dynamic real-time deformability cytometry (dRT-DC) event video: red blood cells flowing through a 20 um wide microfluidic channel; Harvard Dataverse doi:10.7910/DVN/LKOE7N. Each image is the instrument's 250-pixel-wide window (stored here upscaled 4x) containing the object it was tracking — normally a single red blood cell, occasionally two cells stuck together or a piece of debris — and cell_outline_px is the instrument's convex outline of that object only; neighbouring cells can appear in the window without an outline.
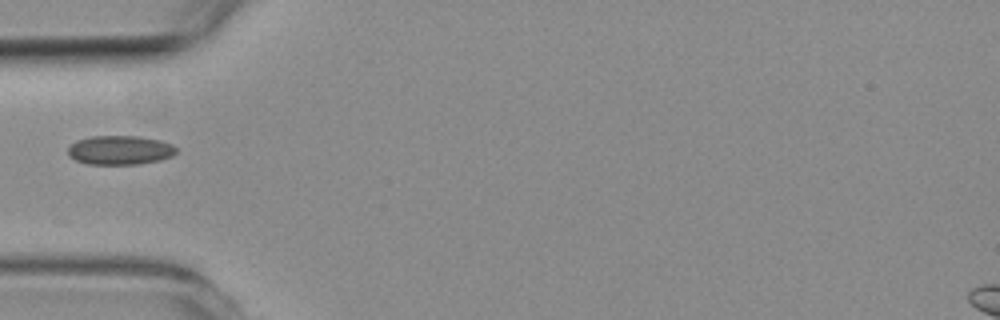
{"species": "common noctule bat (a hibernating species)", "species_latin": "Nyctalus noctula", "temperature_condition": "room temperature", "stored_images_in_passage": 2, "camera_frame_rate_fps": 3000, "um_per_image_px": 0.085, "animal": {"sex": "female", "body_mass_g": 19.3, "forearm_length_mm": 54.1}, "frame": {"image": 1, "passage_image": 1, "time_ms": 0.0, "image_size_px": [1000, 320], "cell_outline_px": [[176, 152], [172, 156], [160, 160], [136, 164], [88, 164], [76, 160], [68, 156], [68, 148], [76, 140], [92, 136], [140, 136], [160, 140], [172, 144], [176, 148]], "centroid_in_image_um": [10.19, 12.75], "position_along_channel_um": 74.8, "area_um2": 18.38}}
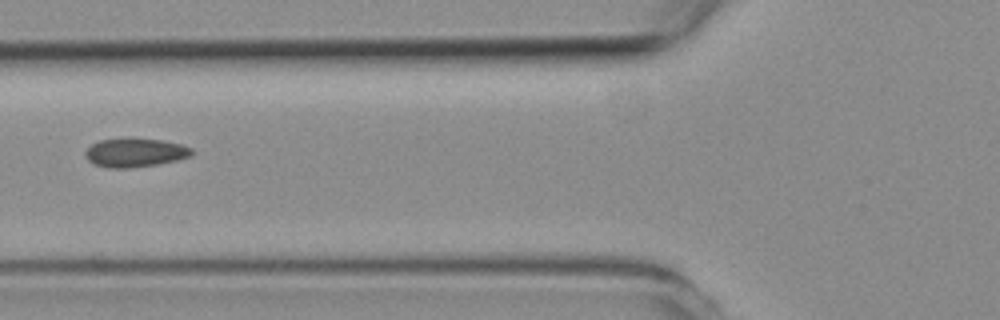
{"frame": {"image": 2, "passage_image": 2, "time_ms": 1.0, "image_size_px": [1000, 320], "cell_outline_px": [[192, 156], [176, 160], [156, 164], [128, 168], [108, 168], [92, 164], [84, 156], [84, 152], [92, 144], [100, 140], [164, 140], [180, 144], [192, 148]], "centroid_in_image_um": [11.46, 13.0], "position_along_channel_um": 114.3, "area_um2": 17.4}}